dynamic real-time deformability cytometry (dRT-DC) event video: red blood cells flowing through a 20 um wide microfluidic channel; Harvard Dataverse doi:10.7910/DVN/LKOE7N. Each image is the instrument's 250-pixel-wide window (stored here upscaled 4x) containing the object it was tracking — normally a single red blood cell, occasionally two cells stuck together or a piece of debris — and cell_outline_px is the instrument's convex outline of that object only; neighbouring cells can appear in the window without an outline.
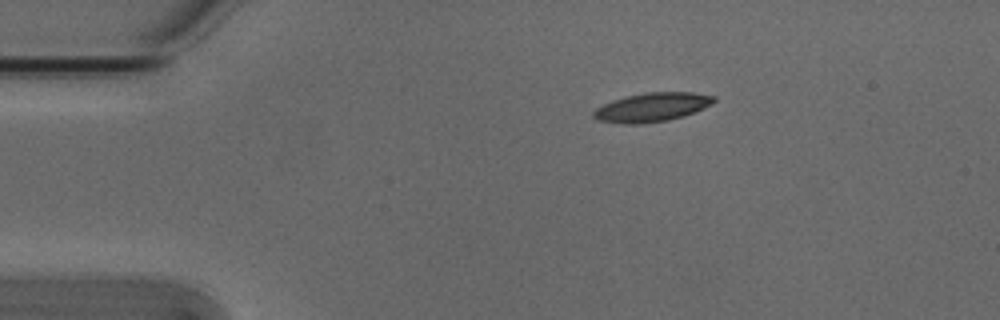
{"species": "Egyptian fruit bat (a non-hibernating species)", "species_latin": "Rousettus aegyptiacus", "temperature_condition": "cold", "stored_images_in_passage": 2, "camera_frame_rate_fps": 3000, "um_per_image_px": 0.085, "animal": {"sex": "male"}, "frame": {"image": 1, "passage_image": 1, "time_ms": 0.0, "image_size_px": [1000, 320], "cell_outline_px": [[716, 100], [712, 104], [704, 108], [684, 116], [668, 120], [640, 124], [624, 124], [596, 120], [592, 116], [592, 112], [596, 108], [612, 100], [624, 96], [644, 92], [692, 92], [716, 96]], "centroid_in_image_um": [55.41, 9.11], "position_along_channel_um": 29.6, "area_um2": 20.52}}